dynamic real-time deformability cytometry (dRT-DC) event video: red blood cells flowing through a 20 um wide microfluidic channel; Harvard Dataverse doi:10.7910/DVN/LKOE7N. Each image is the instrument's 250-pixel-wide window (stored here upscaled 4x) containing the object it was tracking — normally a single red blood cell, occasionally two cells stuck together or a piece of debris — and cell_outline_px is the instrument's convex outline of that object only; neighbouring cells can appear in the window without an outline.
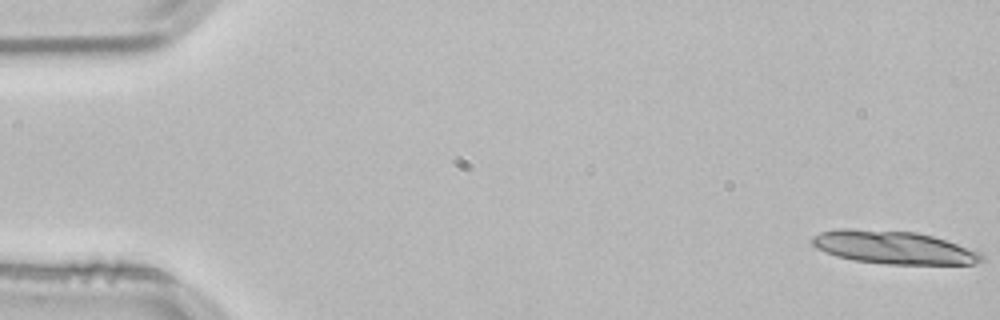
{"species": "common noctule bat (a hibernating species)", "species_latin": "Nyctalus noctula", "temperature_condition": "room temperature", "stored_images_in_passage": 5, "camera_frame_rate_fps": 3000, "um_per_image_px": 0.085, "animal": {"sex": "male", "body_mass_g": 21.5, "forearm_length_mm": 52.0}, "frame": {"image": 1, "passage_image": 1, "time_ms": 0.0, "image_size_px": [1000, 320], "cell_outline_px": [[984, 260], [976, 264], [888, 264], [852, 260], [836, 256], [824, 252], [816, 248], [812, 244], [812, 236], [820, 232], [836, 228], [848, 228], [916, 232], [932, 236], [980, 252], [984, 256]], "centroid_in_image_um": [75.9, 21.03], "position_along_channel_um": 9.1, "area_um2": 32.66}}